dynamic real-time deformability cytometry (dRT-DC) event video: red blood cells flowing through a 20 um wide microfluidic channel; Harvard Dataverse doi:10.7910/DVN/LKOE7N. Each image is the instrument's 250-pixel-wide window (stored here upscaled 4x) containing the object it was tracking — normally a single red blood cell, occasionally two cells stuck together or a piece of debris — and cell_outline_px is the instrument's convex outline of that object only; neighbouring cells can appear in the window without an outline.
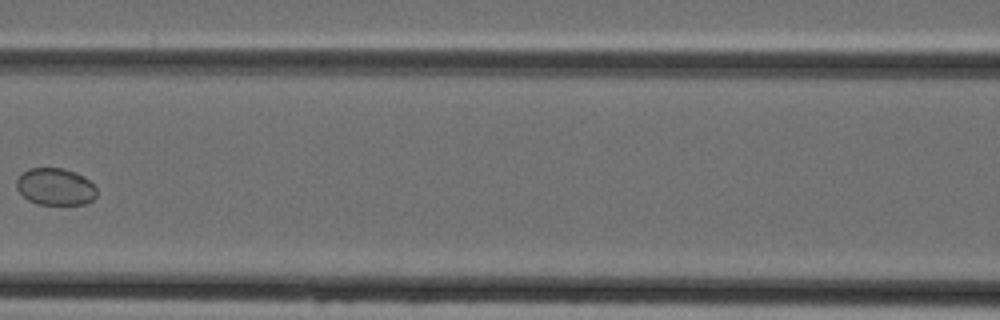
{"species": "Egyptian fruit bat (a non-hibernating species)", "species_latin": "Rousettus aegyptiacus", "temperature_condition": "cold", "stored_images_in_passage": 6, "camera_frame_rate_fps": 3000, "um_per_image_px": 0.085, "animal": {"sex": "female"}, "frame": {"image": 1, "passage_image": 6, "time_ms": 5.667, "image_size_px": [1000, 320], "cell_outline_px": [[96, 196], [92, 200], [84, 204], [36, 204], [28, 200], [16, 188], [16, 180], [28, 168], [64, 168], [76, 172], [84, 176], [96, 188]], "centroid_in_image_um": [4.7, 15.86], "position_along_channel_um": 161.9, "area_um2": 17.28}}